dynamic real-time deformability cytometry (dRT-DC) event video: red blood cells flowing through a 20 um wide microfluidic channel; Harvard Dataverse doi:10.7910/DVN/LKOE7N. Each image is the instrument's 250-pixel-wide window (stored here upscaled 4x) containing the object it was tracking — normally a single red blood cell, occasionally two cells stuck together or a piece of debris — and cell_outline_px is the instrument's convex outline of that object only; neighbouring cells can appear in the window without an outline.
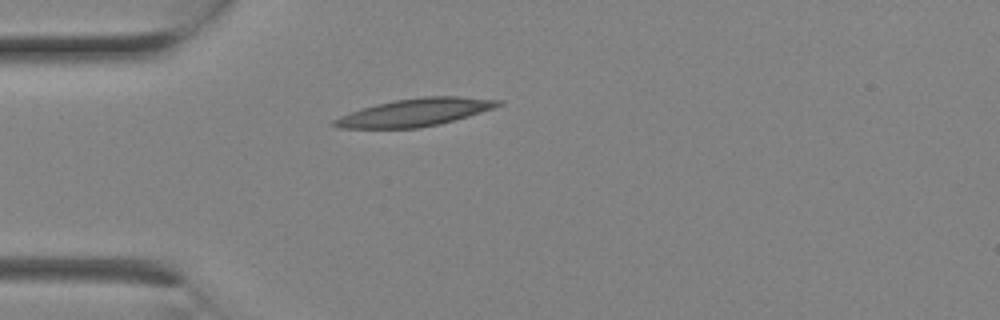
{"species": "Egyptian fruit bat (a non-hibernating species)", "species_latin": "Rousettus aegyptiacus", "temperature_condition": "room temperature", "stored_images_in_passage": 2, "camera_frame_rate_fps": 3000, "um_per_image_px": 0.085, "animal": {"sex": "female"}, "frame": {"image": 1, "passage_image": 2, "time_ms": 0.333, "image_size_px": [1000, 320], "cell_outline_px": [[504, 104], [468, 116], [440, 124], [420, 128], [340, 128], [328, 124], [332, 120], [340, 116], [376, 104], [396, 100], [424, 96], [456, 96], [504, 100]], "centroid_in_image_um": [35.28, 9.55], "position_along_channel_um": 49.7, "area_um2": 26.3}}